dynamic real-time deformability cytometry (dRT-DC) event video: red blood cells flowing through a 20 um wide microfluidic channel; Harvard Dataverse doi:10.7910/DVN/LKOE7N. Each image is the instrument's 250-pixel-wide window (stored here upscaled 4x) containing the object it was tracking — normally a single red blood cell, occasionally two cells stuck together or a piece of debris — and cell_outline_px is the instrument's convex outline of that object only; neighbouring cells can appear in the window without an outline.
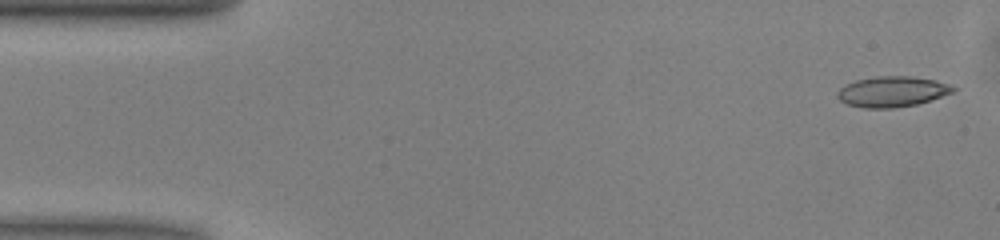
{"species": "common noctule bat (a hibernating species)", "species_latin": "Nyctalus noctula", "temperature_condition": "warm", "stored_images_in_passage": 7, "camera_frame_rate_fps": 3000, "um_per_image_px": 0.085, "animal": {"sex": "male", "body_mass_g": 13.0, "forearm_length_mm": 53.1}, "frame": {"image": 1, "passage_image": 2, "time_ms": 0.333, "image_size_px": [1000, 240], "cell_outline_px": [[960, 88], [952, 92], [916, 104], [892, 108], [864, 108], [848, 104], [840, 100], [836, 96], [836, 92], [840, 88], [856, 80], [876, 76], [912, 76], [936, 80]], "centroid_in_image_um": [75.83, 7.78], "position_along_channel_um": 9.2, "area_um2": 20.46}}